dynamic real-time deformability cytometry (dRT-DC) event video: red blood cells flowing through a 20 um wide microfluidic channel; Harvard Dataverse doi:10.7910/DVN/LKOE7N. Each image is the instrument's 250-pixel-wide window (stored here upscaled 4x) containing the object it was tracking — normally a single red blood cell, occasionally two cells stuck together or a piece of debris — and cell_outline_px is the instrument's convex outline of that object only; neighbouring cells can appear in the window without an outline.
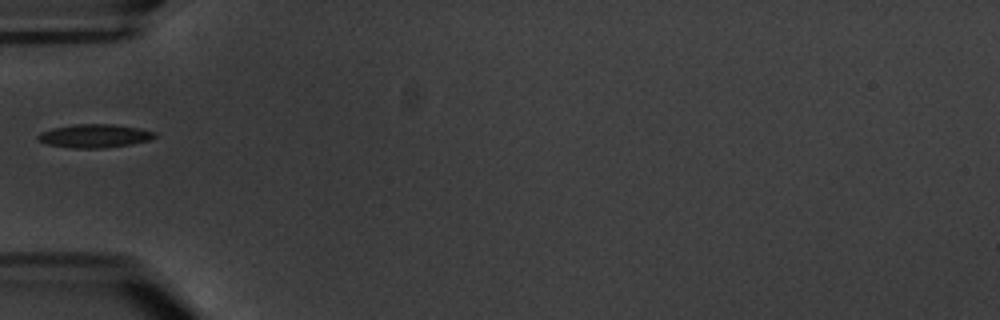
{"species": "common noctule bat (a hibernating species)", "species_latin": "Nyctalus noctula", "temperature_condition": "warm", "stored_images_in_passage": 1, "camera_frame_rate_fps": 3000, "um_per_image_px": 0.085, "animal": {"sex": "male", "body_mass_g": 20.1, "forearm_length_mm": 53.5}, "frame": {"image": 1, "passage_image": 1, "time_ms": 0.0, "image_size_px": [1000, 320], "cell_outline_px": [[156, 136], [152, 140], [132, 144], [104, 148], [72, 148], [44, 144], [36, 140], [36, 136], [40, 132], [52, 128], [72, 124], [112, 124], [140, 128], [156, 132]], "centroid_in_image_um": [8.01, 11.55], "position_along_channel_um": 77.0, "area_um2": 16.3}}